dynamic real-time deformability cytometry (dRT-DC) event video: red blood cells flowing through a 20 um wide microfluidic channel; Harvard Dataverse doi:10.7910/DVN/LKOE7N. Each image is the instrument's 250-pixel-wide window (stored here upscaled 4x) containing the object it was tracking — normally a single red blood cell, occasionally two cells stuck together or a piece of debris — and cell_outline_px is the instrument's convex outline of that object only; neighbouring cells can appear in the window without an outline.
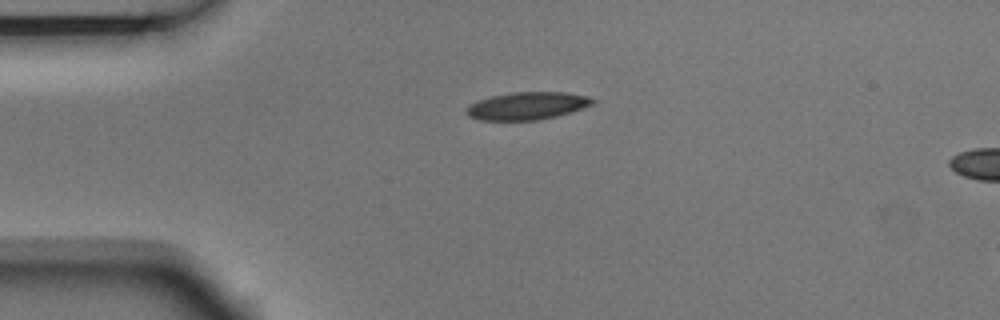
{"species": "Egyptian fruit bat (a non-hibernating species)", "species_latin": "Rousettus aegyptiacus", "temperature_condition": "room temperature", "stored_images_in_passage": 3, "camera_frame_rate_fps": 3000, "um_per_image_px": 0.085, "animal": {"sex": "male"}, "frame": {"image": 1, "passage_image": 1, "time_ms": 0.0, "image_size_px": [1000, 320], "cell_outline_px": [[596, 100], [592, 104], [556, 116], [536, 120], [480, 120], [468, 116], [464, 112], [476, 100], [492, 96], [512, 92], [564, 92], [588, 96]], "centroid_in_image_um": [44.77, 8.99], "position_along_channel_um": 40.2, "area_um2": 20.06}}
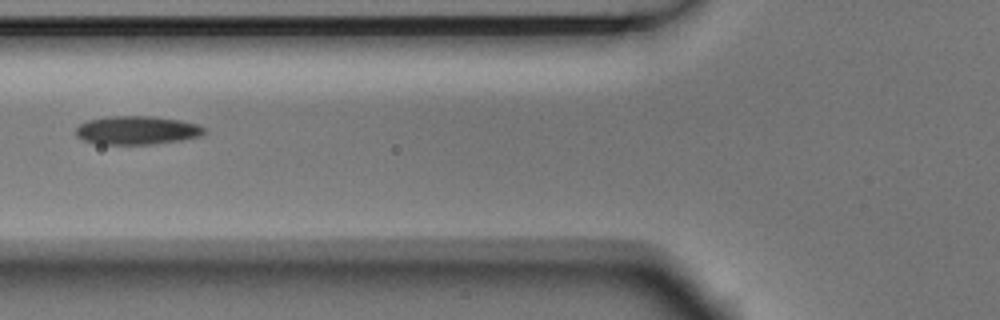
{"frame": {"image": 2, "passage_image": 3, "time_ms": 0.667, "image_size_px": [1000, 320], "cell_outline_px": [[208, 132], [200, 136], [180, 140], [152, 144], [100, 144], [84, 140], [76, 136], [76, 128], [80, 124], [88, 120], [108, 116], [152, 116], [180, 120], [200, 124]], "centroid_in_image_um": [11.67, 11.06], "position_along_channel_um": 114.1, "area_um2": 21.39}}